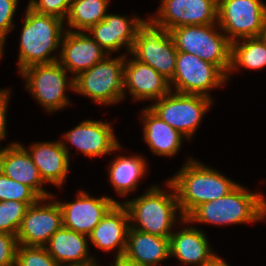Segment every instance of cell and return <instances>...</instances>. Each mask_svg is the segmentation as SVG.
<instances>
[{"mask_svg":"<svg viewBox=\"0 0 266 266\" xmlns=\"http://www.w3.org/2000/svg\"><path fill=\"white\" fill-rule=\"evenodd\" d=\"M170 256L180 262L195 266H205L214 256L206 234L198 228L185 227L170 238Z\"/></svg>","mask_w":266,"mask_h":266,"instance_id":"603a6c76","label":"cell"},{"mask_svg":"<svg viewBox=\"0 0 266 266\" xmlns=\"http://www.w3.org/2000/svg\"><path fill=\"white\" fill-rule=\"evenodd\" d=\"M28 207L25 202L0 201V232L17 235Z\"/></svg>","mask_w":266,"mask_h":266,"instance_id":"f1b7e54d","label":"cell"},{"mask_svg":"<svg viewBox=\"0 0 266 266\" xmlns=\"http://www.w3.org/2000/svg\"><path fill=\"white\" fill-rule=\"evenodd\" d=\"M64 33L58 62L66 71L73 72L75 75L73 78L101 62L107 56L105 50L91 35L70 29Z\"/></svg>","mask_w":266,"mask_h":266,"instance_id":"9a60e30c","label":"cell"},{"mask_svg":"<svg viewBox=\"0 0 266 266\" xmlns=\"http://www.w3.org/2000/svg\"><path fill=\"white\" fill-rule=\"evenodd\" d=\"M216 24L180 26L169 30L177 51L197 55L216 65L229 79L231 41L224 33L215 32Z\"/></svg>","mask_w":266,"mask_h":266,"instance_id":"5b68a950","label":"cell"},{"mask_svg":"<svg viewBox=\"0 0 266 266\" xmlns=\"http://www.w3.org/2000/svg\"><path fill=\"white\" fill-rule=\"evenodd\" d=\"M146 161L141 156H117L109 168V180L115 191L121 196L135 190L140 178L145 175Z\"/></svg>","mask_w":266,"mask_h":266,"instance_id":"484cf974","label":"cell"},{"mask_svg":"<svg viewBox=\"0 0 266 266\" xmlns=\"http://www.w3.org/2000/svg\"><path fill=\"white\" fill-rule=\"evenodd\" d=\"M166 183L173 189L172 193L167 194L154 185L140 197L122 203L128 211L131 228L170 238L176 222V210L180 209L173 185L168 180Z\"/></svg>","mask_w":266,"mask_h":266,"instance_id":"277c9868","label":"cell"},{"mask_svg":"<svg viewBox=\"0 0 266 266\" xmlns=\"http://www.w3.org/2000/svg\"><path fill=\"white\" fill-rule=\"evenodd\" d=\"M265 21L262 0H218L217 24L231 42L260 37Z\"/></svg>","mask_w":266,"mask_h":266,"instance_id":"9c48e42d","label":"cell"},{"mask_svg":"<svg viewBox=\"0 0 266 266\" xmlns=\"http://www.w3.org/2000/svg\"><path fill=\"white\" fill-rule=\"evenodd\" d=\"M108 122L85 120L63 135L66 141L77 147L84 155L90 157L111 155L120 144L115 138Z\"/></svg>","mask_w":266,"mask_h":266,"instance_id":"e0dca14e","label":"cell"},{"mask_svg":"<svg viewBox=\"0 0 266 266\" xmlns=\"http://www.w3.org/2000/svg\"><path fill=\"white\" fill-rule=\"evenodd\" d=\"M111 266H136L135 264L128 262L124 258H116L114 263L110 264Z\"/></svg>","mask_w":266,"mask_h":266,"instance_id":"8d00e7d4","label":"cell"},{"mask_svg":"<svg viewBox=\"0 0 266 266\" xmlns=\"http://www.w3.org/2000/svg\"><path fill=\"white\" fill-rule=\"evenodd\" d=\"M161 1L157 17L148 19L157 28L169 31L180 26L217 23L218 0Z\"/></svg>","mask_w":266,"mask_h":266,"instance_id":"7c38bea8","label":"cell"},{"mask_svg":"<svg viewBox=\"0 0 266 266\" xmlns=\"http://www.w3.org/2000/svg\"><path fill=\"white\" fill-rule=\"evenodd\" d=\"M72 0H30L28 6L34 11L65 20Z\"/></svg>","mask_w":266,"mask_h":266,"instance_id":"1f68e13d","label":"cell"},{"mask_svg":"<svg viewBox=\"0 0 266 266\" xmlns=\"http://www.w3.org/2000/svg\"><path fill=\"white\" fill-rule=\"evenodd\" d=\"M212 98L170 91L148 106L164 122L189 139L212 105Z\"/></svg>","mask_w":266,"mask_h":266,"instance_id":"ba28073f","label":"cell"},{"mask_svg":"<svg viewBox=\"0 0 266 266\" xmlns=\"http://www.w3.org/2000/svg\"><path fill=\"white\" fill-rule=\"evenodd\" d=\"M125 55L105 57L88 70L74 77V92L92 98L95 103L108 105L124 98Z\"/></svg>","mask_w":266,"mask_h":266,"instance_id":"8992f818","label":"cell"},{"mask_svg":"<svg viewBox=\"0 0 266 266\" xmlns=\"http://www.w3.org/2000/svg\"><path fill=\"white\" fill-rule=\"evenodd\" d=\"M16 236L0 232V266H15L19 245Z\"/></svg>","mask_w":266,"mask_h":266,"instance_id":"d6a6232c","label":"cell"},{"mask_svg":"<svg viewBox=\"0 0 266 266\" xmlns=\"http://www.w3.org/2000/svg\"><path fill=\"white\" fill-rule=\"evenodd\" d=\"M170 257L169 238L152 235L129 227L123 258L136 266H157Z\"/></svg>","mask_w":266,"mask_h":266,"instance_id":"7402d4cb","label":"cell"},{"mask_svg":"<svg viewBox=\"0 0 266 266\" xmlns=\"http://www.w3.org/2000/svg\"><path fill=\"white\" fill-rule=\"evenodd\" d=\"M27 150L42 180L62 186L69 171V150L63 141L41 142Z\"/></svg>","mask_w":266,"mask_h":266,"instance_id":"44dd1931","label":"cell"},{"mask_svg":"<svg viewBox=\"0 0 266 266\" xmlns=\"http://www.w3.org/2000/svg\"><path fill=\"white\" fill-rule=\"evenodd\" d=\"M142 113L144 140L152 152L167 157L176 155L185 136L164 122L149 107L143 109Z\"/></svg>","mask_w":266,"mask_h":266,"instance_id":"cb8c5ba5","label":"cell"},{"mask_svg":"<svg viewBox=\"0 0 266 266\" xmlns=\"http://www.w3.org/2000/svg\"><path fill=\"white\" fill-rule=\"evenodd\" d=\"M0 170L10 179L30 187L41 199L53 197L45 191L37 166L25 146L14 142L0 149Z\"/></svg>","mask_w":266,"mask_h":266,"instance_id":"d6986e66","label":"cell"},{"mask_svg":"<svg viewBox=\"0 0 266 266\" xmlns=\"http://www.w3.org/2000/svg\"><path fill=\"white\" fill-rule=\"evenodd\" d=\"M57 264L46 247L18 245L15 266H57Z\"/></svg>","mask_w":266,"mask_h":266,"instance_id":"4dcf8cb0","label":"cell"},{"mask_svg":"<svg viewBox=\"0 0 266 266\" xmlns=\"http://www.w3.org/2000/svg\"><path fill=\"white\" fill-rule=\"evenodd\" d=\"M78 193L73 202L58 201L63 227L88 236L107 212L119 202L107 196L93 198L85 191Z\"/></svg>","mask_w":266,"mask_h":266,"instance_id":"5bb4252c","label":"cell"},{"mask_svg":"<svg viewBox=\"0 0 266 266\" xmlns=\"http://www.w3.org/2000/svg\"><path fill=\"white\" fill-rule=\"evenodd\" d=\"M40 199L30 187L10 179L0 170V201L15 200L31 206Z\"/></svg>","mask_w":266,"mask_h":266,"instance_id":"f546056e","label":"cell"},{"mask_svg":"<svg viewBox=\"0 0 266 266\" xmlns=\"http://www.w3.org/2000/svg\"><path fill=\"white\" fill-rule=\"evenodd\" d=\"M10 92L6 89L0 90V141L6 137V111ZM1 149V145H0Z\"/></svg>","mask_w":266,"mask_h":266,"instance_id":"e575fe53","label":"cell"},{"mask_svg":"<svg viewBox=\"0 0 266 266\" xmlns=\"http://www.w3.org/2000/svg\"><path fill=\"white\" fill-rule=\"evenodd\" d=\"M260 38L265 42L266 44V21H265V24H264V27L261 31V35H260Z\"/></svg>","mask_w":266,"mask_h":266,"instance_id":"f35d334b","label":"cell"},{"mask_svg":"<svg viewBox=\"0 0 266 266\" xmlns=\"http://www.w3.org/2000/svg\"><path fill=\"white\" fill-rule=\"evenodd\" d=\"M57 266H99L96 262H87V263H59Z\"/></svg>","mask_w":266,"mask_h":266,"instance_id":"74e56055","label":"cell"},{"mask_svg":"<svg viewBox=\"0 0 266 266\" xmlns=\"http://www.w3.org/2000/svg\"><path fill=\"white\" fill-rule=\"evenodd\" d=\"M4 40L2 38H0V57L2 56L3 54V49H4Z\"/></svg>","mask_w":266,"mask_h":266,"instance_id":"ab89813d","label":"cell"},{"mask_svg":"<svg viewBox=\"0 0 266 266\" xmlns=\"http://www.w3.org/2000/svg\"><path fill=\"white\" fill-rule=\"evenodd\" d=\"M124 90L128 89L133 100H159L168 94L169 81L159 74L153 67L137 59L124 62Z\"/></svg>","mask_w":266,"mask_h":266,"instance_id":"ac0fdd59","label":"cell"},{"mask_svg":"<svg viewBox=\"0 0 266 266\" xmlns=\"http://www.w3.org/2000/svg\"><path fill=\"white\" fill-rule=\"evenodd\" d=\"M18 0H0V38L4 41L9 31L14 27L13 16Z\"/></svg>","mask_w":266,"mask_h":266,"instance_id":"836d02e7","label":"cell"},{"mask_svg":"<svg viewBox=\"0 0 266 266\" xmlns=\"http://www.w3.org/2000/svg\"><path fill=\"white\" fill-rule=\"evenodd\" d=\"M51 198L40 199L28 207L16 236L19 244L45 247L50 237L63 226L58 202L40 203Z\"/></svg>","mask_w":266,"mask_h":266,"instance_id":"4fadbf2b","label":"cell"},{"mask_svg":"<svg viewBox=\"0 0 266 266\" xmlns=\"http://www.w3.org/2000/svg\"><path fill=\"white\" fill-rule=\"evenodd\" d=\"M177 49L169 31L153 26L148 20L138 30L130 54L153 67L169 82L173 79Z\"/></svg>","mask_w":266,"mask_h":266,"instance_id":"30bf717a","label":"cell"},{"mask_svg":"<svg viewBox=\"0 0 266 266\" xmlns=\"http://www.w3.org/2000/svg\"><path fill=\"white\" fill-rule=\"evenodd\" d=\"M168 181L177 195L180 221L198 205L224 197L239 185L193 159Z\"/></svg>","mask_w":266,"mask_h":266,"instance_id":"6da1fadb","label":"cell"},{"mask_svg":"<svg viewBox=\"0 0 266 266\" xmlns=\"http://www.w3.org/2000/svg\"><path fill=\"white\" fill-rule=\"evenodd\" d=\"M231 42V64L229 72L238 66L261 69L266 66V44L260 37L243 38Z\"/></svg>","mask_w":266,"mask_h":266,"instance_id":"4316f807","label":"cell"},{"mask_svg":"<svg viewBox=\"0 0 266 266\" xmlns=\"http://www.w3.org/2000/svg\"><path fill=\"white\" fill-rule=\"evenodd\" d=\"M266 218V199L238 185L228 195L195 207L184 223L242 224Z\"/></svg>","mask_w":266,"mask_h":266,"instance_id":"7a4b0ae2","label":"cell"},{"mask_svg":"<svg viewBox=\"0 0 266 266\" xmlns=\"http://www.w3.org/2000/svg\"><path fill=\"white\" fill-rule=\"evenodd\" d=\"M85 234L75 232L66 227L58 229L45 246L49 255L59 263L95 262L88 257V243Z\"/></svg>","mask_w":266,"mask_h":266,"instance_id":"d4e9b609","label":"cell"},{"mask_svg":"<svg viewBox=\"0 0 266 266\" xmlns=\"http://www.w3.org/2000/svg\"><path fill=\"white\" fill-rule=\"evenodd\" d=\"M110 0H72L67 15V26L88 31L93 25L103 21Z\"/></svg>","mask_w":266,"mask_h":266,"instance_id":"83f0119b","label":"cell"},{"mask_svg":"<svg viewBox=\"0 0 266 266\" xmlns=\"http://www.w3.org/2000/svg\"><path fill=\"white\" fill-rule=\"evenodd\" d=\"M129 227V214L126 207L122 203H116L88 235V239L94 246L104 251H111L118 247L115 258H123Z\"/></svg>","mask_w":266,"mask_h":266,"instance_id":"ffe728a7","label":"cell"},{"mask_svg":"<svg viewBox=\"0 0 266 266\" xmlns=\"http://www.w3.org/2000/svg\"><path fill=\"white\" fill-rule=\"evenodd\" d=\"M227 80V76L216 65L197 55L178 51L175 73L169 84L170 88L175 85V92L210 98L208 91L222 86Z\"/></svg>","mask_w":266,"mask_h":266,"instance_id":"8fae6325","label":"cell"},{"mask_svg":"<svg viewBox=\"0 0 266 266\" xmlns=\"http://www.w3.org/2000/svg\"><path fill=\"white\" fill-rule=\"evenodd\" d=\"M26 10L20 36V72L29 66L58 61L50 54L60 47L64 34V21L60 18L38 13L29 6Z\"/></svg>","mask_w":266,"mask_h":266,"instance_id":"3957f363","label":"cell"},{"mask_svg":"<svg viewBox=\"0 0 266 266\" xmlns=\"http://www.w3.org/2000/svg\"><path fill=\"white\" fill-rule=\"evenodd\" d=\"M26 88L48 112L63 109L70 101L66 89L74 90V79L67 80V71L58 61L25 68Z\"/></svg>","mask_w":266,"mask_h":266,"instance_id":"52a82bcc","label":"cell"},{"mask_svg":"<svg viewBox=\"0 0 266 266\" xmlns=\"http://www.w3.org/2000/svg\"><path fill=\"white\" fill-rule=\"evenodd\" d=\"M205 266H229L222 258L215 255Z\"/></svg>","mask_w":266,"mask_h":266,"instance_id":"d590c367","label":"cell"},{"mask_svg":"<svg viewBox=\"0 0 266 266\" xmlns=\"http://www.w3.org/2000/svg\"><path fill=\"white\" fill-rule=\"evenodd\" d=\"M146 22L136 16L129 20L126 16L108 13L103 21L93 25L87 32L92 34L107 55L125 46L130 54L137 32Z\"/></svg>","mask_w":266,"mask_h":266,"instance_id":"2e32d148","label":"cell"}]
</instances>
